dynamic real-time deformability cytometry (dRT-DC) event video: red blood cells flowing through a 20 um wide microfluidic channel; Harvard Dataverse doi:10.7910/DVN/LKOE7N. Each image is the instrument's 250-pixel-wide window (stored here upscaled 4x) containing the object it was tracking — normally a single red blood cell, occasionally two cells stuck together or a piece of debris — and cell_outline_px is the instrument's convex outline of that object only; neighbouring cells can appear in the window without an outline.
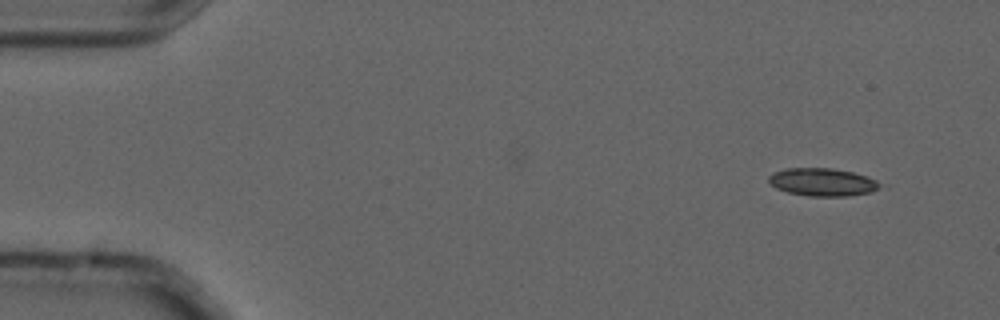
{"species": "common noctule bat (a hibernating species)", "species_latin": "Nyctalus noctula", "temperature_condition": "cold", "stored_images_in_passage": 5, "camera_frame_rate_fps": 3000, "um_per_image_px": 0.085, "animal": {"sex": "male", "forearm_length_mm": 52.5}, "frame": {"image": 1, "passage_image": 1, "time_ms": 0.0, "image_size_px": [1000, 320], "cell_outline_px": [[888, 188], [872, 192], [848, 196], [808, 196], [788, 192], [776, 188], [768, 180], [768, 176], [772, 172], [784, 168], [832, 168], [852, 172], [888, 184]], "centroid_in_image_um": [70.01, 15.48], "position_along_channel_um": 15.0, "area_um2": 18.5}}